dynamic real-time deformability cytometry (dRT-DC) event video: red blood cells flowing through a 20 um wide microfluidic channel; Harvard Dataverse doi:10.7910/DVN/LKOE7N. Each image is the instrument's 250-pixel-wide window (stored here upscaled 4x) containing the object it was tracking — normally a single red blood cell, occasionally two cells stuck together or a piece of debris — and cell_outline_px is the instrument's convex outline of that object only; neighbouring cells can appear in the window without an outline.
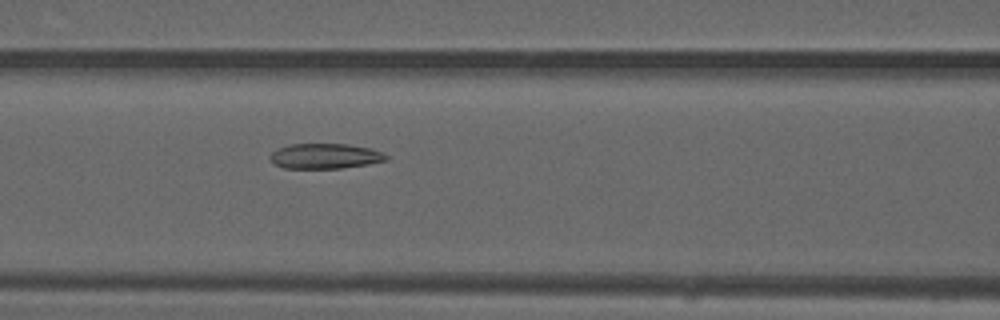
{"species": "common noctule bat (a hibernating species)", "species_latin": "Nyctalus noctula", "temperature_condition": "warm", "stored_images_in_passage": 51, "camera_frame_rate_fps": 3000, "um_per_image_px": 0.085, "animal": {"sex": "male", "forearm_length_mm": 52.5}, "frame": {"image": 1, "passage_image": 22, "time_ms": 7.0, "image_size_px": [1000, 320], "cell_outline_px": [[388, 160], [368, 164], [340, 168], [284, 168], [272, 164], [268, 156], [276, 148], [288, 144], [348, 144], [368, 148], [380, 152], [388, 156]], "centroid_in_image_um": [27.55, 13.27], "position_along_channel_um": 139.0, "area_um2": 17.11}}
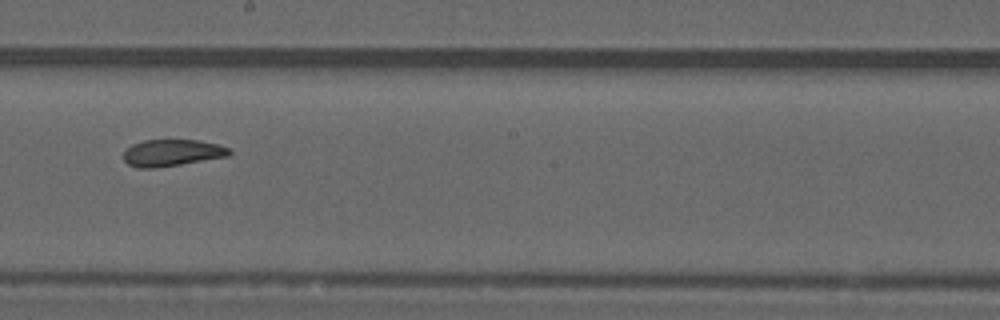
{"frame": {"image": 2, "passage_image": 29, "time_ms": 9.333, "image_size_px": [1000, 320], "cell_outline_px": [[232, 152], [228, 156], [180, 164], [152, 168], [136, 168], [128, 164], [124, 160], [124, 152], [132, 144], [144, 140], [196, 140], [216, 144], [228, 148]], "centroid_in_image_um": [14.59, 12.99], "position_along_channel_um": 233.6, "area_um2": 16.24}}
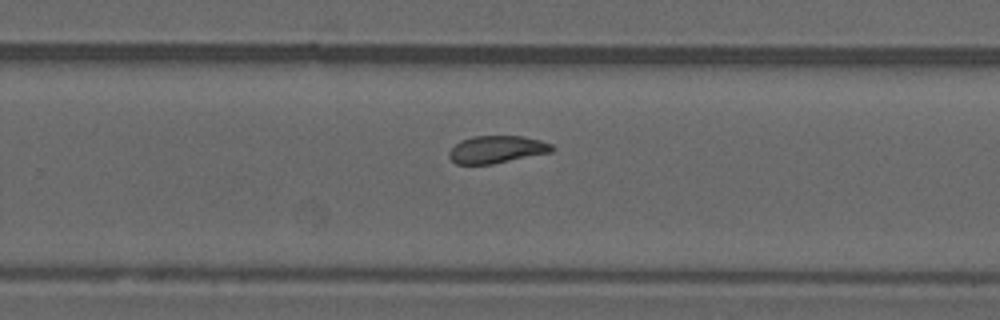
{"frame": {"image": 3, "passage_image": 33, "time_ms": 10.667, "image_size_px": [1000, 320], "cell_outline_px": [[556, 148], [552, 152], [492, 164], [456, 164], [448, 156], [448, 152], [460, 140], [472, 136], [524, 136], [540, 140], [552, 144]], "centroid_in_image_um": [42.24, 12.69], "position_along_channel_um": 287.6, "area_um2": 16.53}, "authors_computed_cell_mechanics": {"area_um2": 17.5712, "velocity_mm_per_s": 4.0742, "shape_relaxation_time_tau1_ms": null, "shape_relaxation_time_tau2_ms": 1.3544, "deformation_change_tau1": null, "deformation_change_tau2": 0.0578}}